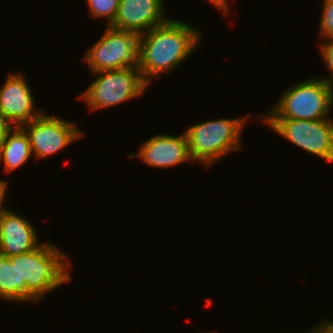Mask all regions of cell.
I'll return each instance as SVG.
<instances>
[{"instance_id":"1","label":"cell","mask_w":333,"mask_h":333,"mask_svg":"<svg viewBox=\"0 0 333 333\" xmlns=\"http://www.w3.org/2000/svg\"><path fill=\"white\" fill-rule=\"evenodd\" d=\"M201 35L196 27L172 18L141 34L137 68L144 81L149 85L152 78L171 73L192 55Z\"/></svg>"},{"instance_id":"2","label":"cell","mask_w":333,"mask_h":333,"mask_svg":"<svg viewBox=\"0 0 333 333\" xmlns=\"http://www.w3.org/2000/svg\"><path fill=\"white\" fill-rule=\"evenodd\" d=\"M69 257L49 242L17 255L20 282H25V301L37 302L46 293L70 281Z\"/></svg>"},{"instance_id":"3","label":"cell","mask_w":333,"mask_h":333,"mask_svg":"<svg viewBox=\"0 0 333 333\" xmlns=\"http://www.w3.org/2000/svg\"><path fill=\"white\" fill-rule=\"evenodd\" d=\"M248 115L238 118H220L194 124L185 130L192 162L205 167L217 163L228 153L239 150L242 130Z\"/></svg>"},{"instance_id":"4","label":"cell","mask_w":333,"mask_h":333,"mask_svg":"<svg viewBox=\"0 0 333 333\" xmlns=\"http://www.w3.org/2000/svg\"><path fill=\"white\" fill-rule=\"evenodd\" d=\"M279 98L275 108L258 118L330 119L328 113L333 106V85L321 77L311 78L287 88Z\"/></svg>"},{"instance_id":"5","label":"cell","mask_w":333,"mask_h":333,"mask_svg":"<svg viewBox=\"0 0 333 333\" xmlns=\"http://www.w3.org/2000/svg\"><path fill=\"white\" fill-rule=\"evenodd\" d=\"M98 75L79 99L83 100L92 112L140 97L148 84L144 81L137 66L120 70H108L92 73Z\"/></svg>"},{"instance_id":"6","label":"cell","mask_w":333,"mask_h":333,"mask_svg":"<svg viewBox=\"0 0 333 333\" xmlns=\"http://www.w3.org/2000/svg\"><path fill=\"white\" fill-rule=\"evenodd\" d=\"M140 35L107 26L98 42L87 49L85 63L92 73L137 66Z\"/></svg>"},{"instance_id":"7","label":"cell","mask_w":333,"mask_h":333,"mask_svg":"<svg viewBox=\"0 0 333 333\" xmlns=\"http://www.w3.org/2000/svg\"><path fill=\"white\" fill-rule=\"evenodd\" d=\"M290 143L333 163V119H262Z\"/></svg>"},{"instance_id":"8","label":"cell","mask_w":333,"mask_h":333,"mask_svg":"<svg viewBox=\"0 0 333 333\" xmlns=\"http://www.w3.org/2000/svg\"><path fill=\"white\" fill-rule=\"evenodd\" d=\"M21 127L29 137L31 152L36 160L51 157L83 136L75 123L57 116L45 115L44 111Z\"/></svg>"},{"instance_id":"9","label":"cell","mask_w":333,"mask_h":333,"mask_svg":"<svg viewBox=\"0 0 333 333\" xmlns=\"http://www.w3.org/2000/svg\"><path fill=\"white\" fill-rule=\"evenodd\" d=\"M6 78L0 88V111L14 127H21L45 110L35 109L33 92L21 73H10Z\"/></svg>"},{"instance_id":"10","label":"cell","mask_w":333,"mask_h":333,"mask_svg":"<svg viewBox=\"0 0 333 333\" xmlns=\"http://www.w3.org/2000/svg\"><path fill=\"white\" fill-rule=\"evenodd\" d=\"M138 157L151 167L170 168L185 161L191 163L188 141L185 132L180 135L157 134L142 143L139 151L131 153L128 158Z\"/></svg>"},{"instance_id":"11","label":"cell","mask_w":333,"mask_h":333,"mask_svg":"<svg viewBox=\"0 0 333 333\" xmlns=\"http://www.w3.org/2000/svg\"><path fill=\"white\" fill-rule=\"evenodd\" d=\"M163 7V0H120L116 18L110 27L144 34L169 19Z\"/></svg>"},{"instance_id":"12","label":"cell","mask_w":333,"mask_h":333,"mask_svg":"<svg viewBox=\"0 0 333 333\" xmlns=\"http://www.w3.org/2000/svg\"><path fill=\"white\" fill-rule=\"evenodd\" d=\"M31 224L9 209L0 215V254L12 257L38 248L41 243Z\"/></svg>"},{"instance_id":"13","label":"cell","mask_w":333,"mask_h":333,"mask_svg":"<svg viewBox=\"0 0 333 333\" xmlns=\"http://www.w3.org/2000/svg\"><path fill=\"white\" fill-rule=\"evenodd\" d=\"M32 156L30 140L22 127H13L0 144V162L6 173L13 172Z\"/></svg>"},{"instance_id":"14","label":"cell","mask_w":333,"mask_h":333,"mask_svg":"<svg viewBox=\"0 0 333 333\" xmlns=\"http://www.w3.org/2000/svg\"><path fill=\"white\" fill-rule=\"evenodd\" d=\"M0 298L25 303V282H20L17 255L6 257L0 254Z\"/></svg>"},{"instance_id":"15","label":"cell","mask_w":333,"mask_h":333,"mask_svg":"<svg viewBox=\"0 0 333 333\" xmlns=\"http://www.w3.org/2000/svg\"><path fill=\"white\" fill-rule=\"evenodd\" d=\"M89 13L94 18H105L110 26L117 15L120 0H86Z\"/></svg>"},{"instance_id":"16","label":"cell","mask_w":333,"mask_h":333,"mask_svg":"<svg viewBox=\"0 0 333 333\" xmlns=\"http://www.w3.org/2000/svg\"><path fill=\"white\" fill-rule=\"evenodd\" d=\"M319 32L323 39H333V0L323 1Z\"/></svg>"},{"instance_id":"17","label":"cell","mask_w":333,"mask_h":333,"mask_svg":"<svg viewBox=\"0 0 333 333\" xmlns=\"http://www.w3.org/2000/svg\"><path fill=\"white\" fill-rule=\"evenodd\" d=\"M326 43H322L320 45V50L321 51V58L325 62V65L327 69L330 71L329 74L332 75V80L328 78H323L326 80L329 84L333 85V39H325Z\"/></svg>"},{"instance_id":"18","label":"cell","mask_w":333,"mask_h":333,"mask_svg":"<svg viewBox=\"0 0 333 333\" xmlns=\"http://www.w3.org/2000/svg\"><path fill=\"white\" fill-rule=\"evenodd\" d=\"M13 127L0 111V144Z\"/></svg>"},{"instance_id":"19","label":"cell","mask_w":333,"mask_h":333,"mask_svg":"<svg viewBox=\"0 0 333 333\" xmlns=\"http://www.w3.org/2000/svg\"><path fill=\"white\" fill-rule=\"evenodd\" d=\"M9 183L7 182V180H0V215H2L4 212H6L8 209L3 205V201L6 198L5 196H7L6 191H8V185ZM4 207V208H3Z\"/></svg>"},{"instance_id":"20","label":"cell","mask_w":333,"mask_h":333,"mask_svg":"<svg viewBox=\"0 0 333 333\" xmlns=\"http://www.w3.org/2000/svg\"><path fill=\"white\" fill-rule=\"evenodd\" d=\"M214 5L217 9L226 14L229 10L230 2L228 0H208Z\"/></svg>"},{"instance_id":"21","label":"cell","mask_w":333,"mask_h":333,"mask_svg":"<svg viewBox=\"0 0 333 333\" xmlns=\"http://www.w3.org/2000/svg\"><path fill=\"white\" fill-rule=\"evenodd\" d=\"M322 328L324 333H333V320H322Z\"/></svg>"},{"instance_id":"22","label":"cell","mask_w":333,"mask_h":333,"mask_svg":"<svg viewBox=\"0 0 333 333\" xmlns=\"http://www.w3.org/2000/svg\"><path fill=\"white\" fill-rule=\"evenodd\" d=\"M307 333H324L322 328V321L318 325H315V328L313 327L312 329H309V332L307 331Z\"/></svg>"}]
</instances>
